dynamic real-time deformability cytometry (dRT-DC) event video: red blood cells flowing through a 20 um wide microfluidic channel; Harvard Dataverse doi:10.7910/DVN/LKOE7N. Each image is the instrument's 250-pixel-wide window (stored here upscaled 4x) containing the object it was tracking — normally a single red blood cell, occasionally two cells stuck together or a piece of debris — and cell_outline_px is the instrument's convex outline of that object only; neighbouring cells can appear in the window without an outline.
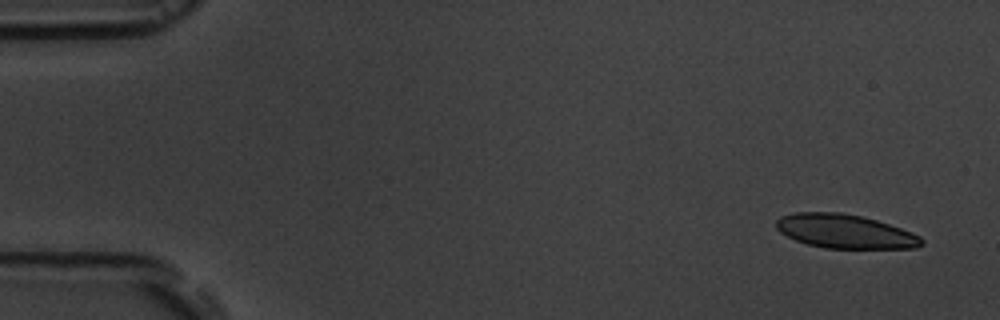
{"species": "common noctule bat (a hibernating species)", "species_latin": "Nyctalus noctula", "temperature_condition": "room temperature", "stored_images_in_passage": 4, "camera_frame_rate_fps": 3000, "um_per_image_px": 0.085, "animal": {"sex": "male", "body_mass_g": 19.5, "forearm_length_mm": 54.6}, "frame": {"image": 1, "passage_image": 1, "time_ms": 0.0, "image_size_px": [1000, 320], "cell_outline_px": [[924, 244], [916, 248], [824, 248], [808, 244], [796, 240], [780, 232], [776, 228], [776, 220], [780, 216], [796, 212], [840, 212], [860, 216], [876, 220], [912, 232], [920, 236], [924, 240]], "centroid_in_image_um": [71.82, 19.66], "position_along_channel_um": 13.2, "area_um2": 28.67}}